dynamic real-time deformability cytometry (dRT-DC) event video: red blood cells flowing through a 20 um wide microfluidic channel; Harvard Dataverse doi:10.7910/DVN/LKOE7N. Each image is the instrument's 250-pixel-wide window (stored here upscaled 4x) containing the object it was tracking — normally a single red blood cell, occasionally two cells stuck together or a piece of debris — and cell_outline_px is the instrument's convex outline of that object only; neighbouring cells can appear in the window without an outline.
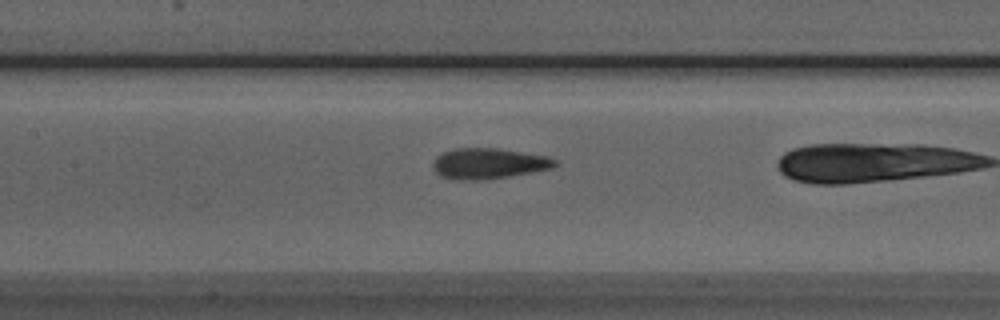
{"species": "Egyptian fruit bat (a non-hibernating species)", "species_latin": "Rousettus aegyptiacus", "temperature_condition": "room temperature", "stored_images_in_passage": 35, "camera_frame_rate_fps": 3000, "um_per_image_px": 0.085, "animal": {"sex": "male"}, "frame": {"image": 1, "passage_image": 19, "time_ms": 6.0, "image_size_px": [1000, 320], "cell_outline_px": [[560, 164], [552, 168], [508, 176], [480, 180], [456, 180], [440, 176], [432, 168], [432, 160], [436, 156], [444, 152], [456, 148], [500, 148], [548, 156], [556, 160]], "centroid_in_image_um": [41.51, 13.89], "position_along_channel_um": 165.9, "area_um2": 21.96}}
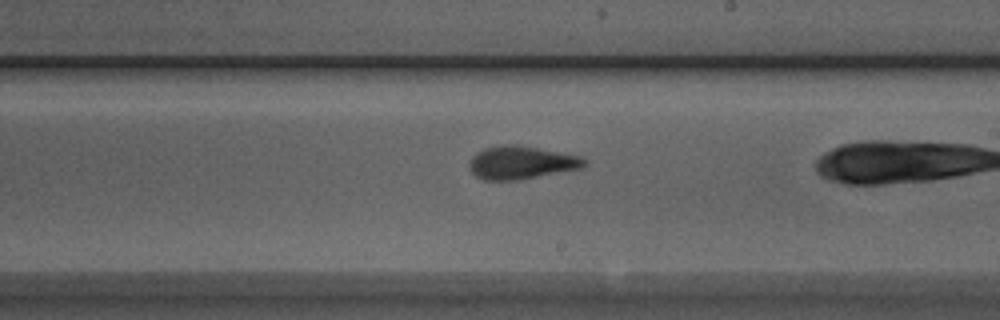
{"frame": {"image": 2, "passage_image": 25, "time_ms": 8.0, "image_size_px": [1000, 320], "cell_outline_px": [[588, 164], [584, 168], [520, 180], [484, 180], [476, 176], [468, 168], [468, 164], [472, 156], [476, 152], [484, 148], [504, 144], [516, 144], [584, 156], [588, 160]], "centroid_in_image_um": [44.36, 13.82], "position_along_channel_um": 244.6, "area_um2": 22.72}}
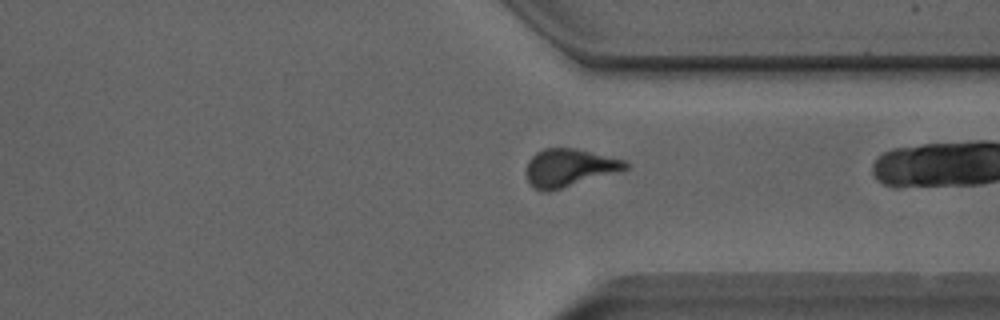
{"frame": {"image": 3, "passage_image": 34, "time_ms": 11.0, "image_size_px": [1000, 320], "cell_outline_px": [[628, 168], [624, 172], [548, 192], [540, 192], [528, 180], [528, 160], [536, 152], [544, 148], [572, 148], [624, 160], [628, 164]], "centroid_in_image_um": [48.44, 14.28], "position_along_channel_um": 363.0, "area_um2": 21.91}}